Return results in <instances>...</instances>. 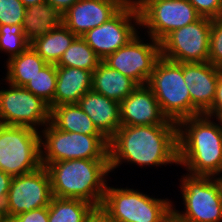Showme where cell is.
<instances>
[{"mask_svg":"<svg viewBox=\"0 0 222 222\" xmlns=\"http://www.w3.org/2000/svg\"><path fill=\"white\" fill-rule=\"evenodd\" d=\"M108 146L111 173L123 163L178 166V125H121Z\"/></svg>","mask_w":222,"mask_h":222,"instance_id":"6da1fadb","label":"cell"},{"mask_svg":"<svg viewBox=\"0 0 222 222\" xmlns=\"http://www.w3.org/2000/svg\"><path fill=\"white\" fill-rule=\"evenodd\" d=\"M212 116L200 114L178 123V165L194 176L222 172V131Z\"/></svg>","mask_w":222,"mask_h":222,"instance_id":"7a4b0ae2","label":"cell"},{"mask_svg":"<svg viewBox=\"0 0 222 222\" xmlns=\"http://www.w3.org/2000/svg\"><path fill=\"white\" fill-rule=\"evenodd\" d=\"M52 196L80 199L100 208L110 174L109 159H72L49 164Z\"/></svg>","mask_w":222,"mask_h":222,"instance_id":"3957f363","label":"cell"},{"mask_svg":"<svg viewBox=\"0 0 222 222\" xmlns=\"http://www.w3.org/2000/svg\"><path fill=\"white\" fill-rule=\"evenodd\" d=\"M173 203L140 189L115 188L107 183L100 209L114 222H164L173 214Z\"/></svg>","mask_w":222,"mask_h":222,"instance_id":"277c9868","label":"cell"},{"mask_svg":"<svg viewBox=\"0 0 222 222\" xmlns=\"http://www.w3.org/2000/svg\"><path fill=\"white\" fill-rule=\"evenodd\" d=\"M39 132L44 167L72 159H109V140L104 135L65 132L50 122Z\"/></svg>","mask_w":222,"mask_h":222,"instance_id":"5b68a950","label":"cell"},{"mask_svg":"<svg viewBox=\"0 0 222 222\" xmlns=\"http://www.w3.org/2000/svg\"><path fill=\"white\" fill-rule=\"evenodd\" d=\"M147 86L154 93L168 120L179 123L191 117V98L183 78V63L161 56L155 63Z\"/></svg>","mask_w":222,"mask_h":222,"instance_id":"8992f818","label":"cell"},{"mask_svg":"<svg viewBox=\"0 0 222 222\" xmlns=\"http://www.w3.org/2000/svg\"><path fill=\"white\" fill-rule=\"evenodd\" d=\"M41 166L40 132L30 127L0 124V170L15 177Z\"/></svg>","mask_w":222,"mask_h":222,"instance_id":"52a82bcc","label":"cell"},{"mask_svg":"<svg viewBox=\"0 0 222 222\" xmlns=\"http://www.w3.org/2000/svg\"><path fill=\"white\" fill-rule=\"evenodd\" d=\"M180 182L184 211L173 204V214L181 222H222V200L211 176L186 173Z\"/></svg>","mask_w":222,"mask_h":222,"instance_id":"ba28073f","label":"cell"},{"mask_svg":"<svg viewBox=\"0 0 222 222\" xmlns=\"http://www.w3.org/2000/svg\"><path fill=\"white\" fill-rule=\"evenodd\" d=\"M140 27L159 43L172 31L194 23L202 16L188 0H135Z\"/></svg>","mask_w":222,"mask_h":222,"instance_id":"9c48e42d","label":"cell"},{"mask_svg":"<svg viewBox=\"0 0 222 222\" xmlns=\"http://www.w3.org/2000/svg\"><path fill=\"white\" fill-rule=\"evenodd\" d=\"M5 84L9 89L0 90V124L43 129L50 122L49 104L25 87Z\"/></svg>","mask_w":222,"mask_h":222,"instance_id":"30bf717a","label":"cell"},{"mask_svg":"<svg viewBox=\"0 0 222 222\" xmlns=\"http://www.w3.org/2000/svg\"><path fill=\"white\" fill-rule=\"evenodd\" d=\"M140 27L137 4L126 3L112 18L81 37L103 61L136 36Z\"/></svg>","mask_w":222,"mask_h":222,"instance_id":"8fae6325","label":"cell"},{"mask_svg":"<svg viewBox=\"0 0 222 222\" xmlns=\"http://www.w3.org/2000/svg\"><path fill=\"white\" fill-rule=\"evenodd\" d=\"M212 19L201 17L169 33L161 42V56L177 63L208 62Z\"/></svg>","mask_w":222,"mask_h":222,"instance_id":"7c38bea8","label":"cell"},{"mask_svg":"<svg viewBox=\"0 0 222 222\" xmlns=\"http://www.w3.org/2000/svg\"><path fill=\"white\" fill-rule=\"evenodd\" d=\"M51 180L46 167L12 178L6 203L3 207L5 221L23 212L47 207L52 198Z\"/></svg>","mask_w":222,"mask_h":222,"instance_id":"4fadbf2b","label":"cell"},{"mask_svg":"<svg viewBox=\"0 0 222 222\" xmlns=\"http://www.w3.org/2000/svg\"><path fill=\"white\" fill-rule=\"evenodd\" d=\"M134 36L125 46L108 55L103 62L138 85H147L155 63L161 57L160 43L151 37ZM147 41V42H144Z\"/></svg>","mask_w":222,"mask_h":222,"instance_id":"5bb4252c","label":"cell"},{"mask_svg":"<svg viewBox=\"0 0 222 222\" xmlns=\"http://www.w3.org/2000/svg\"><path fill=\"white\" fill-rule=\"evenodd\" d=\"M221 71L209 62L183 63V78L191 98V117L205 114L212 107Z\"/></svg>","mask_w":222,"mask_h":222,"instance_id":"9a60e30c","label":"cell"},{"mask_svg":"<svg viewBox=\"0 0 222 222\" xmlns=\"http://www.w3.org/2000/svg\"><path fill=\"white\" fill-rule=\"evenodd\" d=\"M121 125H178L168 120L147 85H138L136 89L120 102Z\"/></svg>","mask_w":222,"mask_h":222,"instance_id":"2e32d148","label":"cell"},{"mask_svg":"<svg viewBox=\"0 0 222 222\" xmlns=\"http://www.w3.org/2000/svg\"><path fill=\"white\" fill-rule=\"evenodd\" d=\"M125 0H79L64 13V25L76 36L98 27L112 18Z\"/></svg>","mask_w":222,"mask_h":222,"instance_id":"e0dca14e","label":"cell"},{"mask_svg":"<svg viewBox=\"0 0 222 222\" xmlns=\"http://www.w3.org/2000/svg\"><path fill=\"white\" fill-rule=\"evenodd\" d=\"M77 104L108 140L121 127L120 103L91 89Z\"/></svg>","mask_w":222,"mask_h":222,"instance_id":"ac0fdd59","label":"cell"},{"mask_svg":"<svg viewBox=\"0 0 222 222\" xmlns=\"http://www.w3.org/2000/svg\"><path fill=\"white\" fill-rule=\"evenodd\" d=\"M57 81L53 107L77 104L80 98L92 89V72L89 70L56 66Z\"/></svg>","mask_w":222,"mask_h":222,"instance_id":"d6986e66","label":"cell"},{"mask_svg":"<svg viewBox=\"0 0 222 222\" xmlns=\"http://www.w3.org/2000/svg\"><path fill=\"white\" fill-rule=\"evenodd\" d=\"M138 86L131 78L110 68L103 61L92 72V90L118 103Z\"/></svg>","mask_w":222,"mask_h":222,"instance_id":"ffe728a7","label":"cell"},{"mask_svg":"<svg viewBox=\"0 0 222 222\" xmlns=\"http://www.w3.org/2000/svg\"><path fill=\"white\" fill-rule=\"evenodd\" d=\"M60 25H64V13L49 3L42 2L26 7L22 27L29 42Z\"/></svg>","mask_w":222,"mask_h":222,"instance_id":"44dd1931","label":"cell"},{"mask_svg":"<svg viewBox=\"0 0 222 222\" xmlns=\"http://www.w3.org/2000/svg\"><path fill=\"white\" fill-rule=\"evenodd\" d=\"M50 123L65 132L103 135L78 104H63L51 108Z\"/></svg>","mask_w":222,"mask_h":222,"instance_id":"7402d4cb","label":"cell"},{"mask_svg":"<svg viewBox=\"0 0 222 222\" xmlns=\"http://www.w3.org/2000/svg\"><path fill=\"white\" fill-rule=\"evenodd\" d=\"M48 63L29 45L22 53L6 61V81L24 87Z\"/></svg>","mask_w":222,"mask_h":222,"instance_id":"603a6c76","label":"cell"},{"mask_svg":"<svg viewBox=\"0 0 222 222\" xmlns=\"http://www.w3.org/2000/svg\"><path fill=\"white\" fill-rule=\"evenodd\" d=\"M76 37L65 25H60L35 38L30 45L48 64L56 65Z\"/></svg>","mask_w":222,"mask_h":222,"instance_id":"cb8c5ba5","label":"cell"},{"mask_svg":"<svg viewBox=\"0 0 222 222\" xmlns=\"http://www.w3.org/2000/svg\"><path fill=\"white\" fill-rule=\"evenodd\" d=\"M96 207L80 199L52 197L48 206L49 222H85Z\"/></svg>","mask_w":222,"mask_h":222,"instance_id":"d4e9b609","label":"cell"},{"mask_svg":"<svg viewBox=\"0 0 222 222\" xmlns=\"http://www.w3.org/2000/svg\"><path fill=\"white\" fill-rule=\"evenodd\" d=\"M102 60L81 37L77 36L56 66L74 67L93 72Z\"/></svg>","mask_w":222,"mask_h":222,"instance_id":"484cf974","label":"cell"},{"mask_svg":"<svg viewBox=\"0 0 222 222\" xmlns=\"http://www.w3.org/2000/svg\"><path fill=\"white\" fill-rule=\"evenodd\" d=\"M57 70L55 64H47L24 87L35 96L42 98L53 108L56 90Z\"/></svg>","mask_w":222,"mask_h":222,"instance_id":"4316f807","label":"cell"},{"mask_svg":"<svg viewBox=\"0 0 222 222\" xmlns=\"http://www.w3.org/2000/svg\"><path fill=\"white\" fill-rule=\"evenodd\" d=\"M29 45L22 25H0V53L8 55L6 61L22 53Z\"/></svg>","mask_w":222,"mask_h":222,"instance_id":"83f0119b","label":"cell"},{"mask_svg":"<svg viewBox=\"0 0 222 222\" xmlns=\"http://www.w3.org/2000/svg\"><path fill=\"white\" fill-rule=\"evenodd\" d=\"M25 12L20 0H0V25H22Z\"/></svg>","mask_w":222,"mask_h":222,"instance_id":"f1b7e54d","label":"cell"},{"mask_svg":"<svg viewBox=\"0 0 222 222\" xmlns=\"http://www.w3.org/2000/svg\"><path fill=\"white\" fill-rule=\"evenodd\" d=\"M208 62L222 69V16L212 19Z\"/></svg>","mask_w":222,"mask_h":222,"instance_id":"f546056e","label":"cell"},{"mask_svg":"<svg viewBox=\"0 0 222 222\" xmlns=\"http://www.w3.org/2000/svg\"><path fill=\"white\" fill-rule=\"evenodd\" d=\"M202 17L222 16V0H188Z\"/></svg>","mask_w":222,"mask_h":222,"instance_id":"4dcf8cb0","label":"cell"},{"mask_svg":"<svg viewBox=\"0 0 222 222\" xmlns=\"http://www.w3.org/2000/svg\"><path fill=\"white\" fill-rule=\"evenodd\" d=\"M8 222H49L48 221V206L39 209H34L29 212H23L16 215Z\"/></svg>","mask_w":222,"mask_h":222,"instance_id":"1f68e13d","label":"cell"},{"mask_svg":"<svg viewBox=\"0 0 222 222\" xmlns=\"http://www.w3.org/2000/svg\"><path fill=\"white\" fill-rule=\"evenodd\" d=\"M219 111H222V71L219 73L216 94L212 107L205 113V115L213 117Z\"/></svg>","mask_w":222,"mask_h":222,"instance_id":"d6a6232c","label":"cell"},{"mask_svg":"<svg viewBox=\"0 0 222 222\" xmlns=\"http://www.w3.org/2000/svg\"><path fill=\"white\" fill-rule=\"evenodd\" d=\"M12 178L13 177L11 175L6 174L2 170H0V207L1 208H3L6 203V199L8 196Z\"/></svg>","mask_w":222,"mask_h":222,"instance_id":"836d02e7","label":"cell"},{"mask_svg":"<svg viewBox=\"0 0 222 222\" xmlns=\"http://www.w3.org/2000/svg\"><path fill=\"white\" fill-rule=\"evenodd\" d=\"M85 222H114L100 208H96Z\"/></svg>","mask_w":222,"mask_h":222,"instance_id":"e575fe53","label":"cell"},{"mask_svg":"<svg viewBox=\"0 0 222 222\" xmlns=\"http://www.w3.org/2000/svg\"><path fill=\"white\" fill-rule=\"evenodd\" d=\"M77 1L79 0H46L47 3L60 9L63 13H65Z\"/></svg>","mask_w":222,"mask_h":222,"instance_id":"d590c367","label":"cell"},{"mask_svg":"<svg viewBox=\"0 0 222 222\" xmlns=\"http://www.w3.org/2000/svg\"><path fill=\"white\" fill-rule=\"evenodd\" d=\"M212 178L214 179V182L216 183V186L218 187L219 196L222 200V172L212 176Z\"/></svg>","mask_w":222,"mask_h":222,"instance_id":"8d00e7d4","label":"cell"},{"mask_svg":"<svg viewBox=\"0 0 222 222\" xmlns=\"http://www.w3.org/2000/svg\"><path fill=\"white\" fill-rule=\"evenodd\" d=\"M25 7L31 6V5H35V4H39L42 2H46V0H20Z\"/></svg>","mask_w":222,"mask_h":222,"instance_id":"74e56055","label":"cell"},{"mask_svg":"<svg viewBox=\"0 0 222 222\" xmlns=\"http://www.w3.org/2000/svg\"><path fill=\"white\" fill-rule=\"evenodd\" d=\"M214 119H216L220 125L221 131H222V111L217 112L214 116Z\"/></svg>","mask_w":222,"mask_h":222,"instance_id":"f35d334b","label":"cell"},{"mask_svg":"<svg viewBox=\"0 0 222 222\" xmlns=\"http://www.w3.org/2000/svg\"><path fill=\"white\" fill-rule=\"evenodd\" d=\"M164 222H181V221L174 214H172Z\"/></svg>","mask_w":222,"mask_h":222,"instance_id":"ab89813d","label":"cell"},{"mask_svg":"<svg viewBox=\"0 0 222 222\" xmlns=\"http://www.w3.org/2000/svg\"><path fill=\"white\" fill-rule=\"evenodd\" d=\"M0 222H6L3 215V208L0 207Z\"/></svg>","mask_w":222,"mask_h":222,"instance_id":"60d3db41","label":"cell"},{"mask_svg":"<svg viewBox=\"0 0 222 222\" xmlns=\"http://www.w3.org/2000/svg\"><path fill=\"white\" fill-rule=\"evenodd\" d=\"M127 3H135V0H125Z\"/></svg>","mask_w":222,"mask_h":222,"instance_id":"b9f144b4","label":"cell"}]
</instances>
